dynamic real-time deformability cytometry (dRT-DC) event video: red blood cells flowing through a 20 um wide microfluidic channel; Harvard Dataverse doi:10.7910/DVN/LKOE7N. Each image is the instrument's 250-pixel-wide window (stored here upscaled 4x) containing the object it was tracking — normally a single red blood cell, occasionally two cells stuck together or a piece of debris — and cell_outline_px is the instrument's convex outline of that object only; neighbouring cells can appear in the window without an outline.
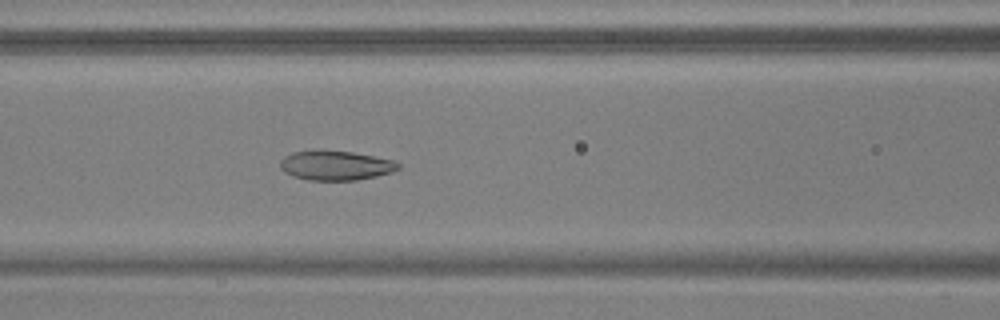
{"species": "common noctule bat (a hibernating species)", "species_latin": "Nyctalus noctula", "temperature_condition": "warm", "stored_images_in_passage": 54, "camera_frame_rate_fps": 3000, "um_per_image_px": 0.085, "animal": {"sex": "male", "body_mass_g": 17.9, "forearm_length_mm": 54.2}, "frame": {"image": 1, "passage_image": 24, "time_ms": 7.667, "image_size_px": [1000, 320], "cell_outline_px": [[400, 168], [392, 172], [376, 176], [356, 180], [308, 180], [292, 176], [284, 172], [280, 168], [280, 160], [284, 156], [292, 152], [312, 148], [316, 148], [352, 152], [392, 160], [400, 164]], "centroid_in_image_um": [28.46, 14.04], "position_along_channel_um": 138.1, "area_um2": 20.75}}
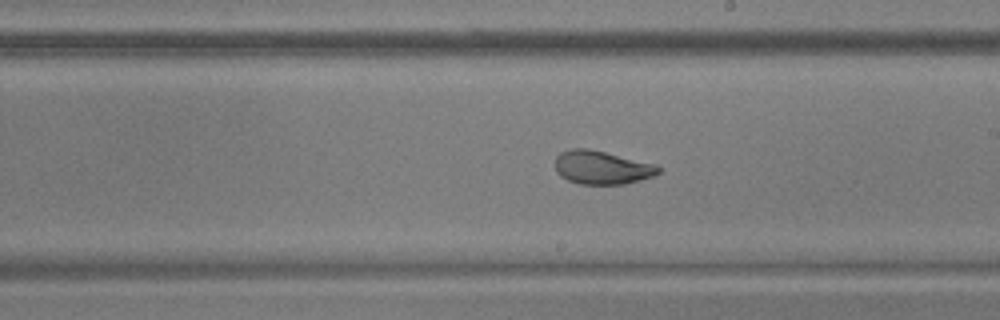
{"frame": {"image": 2, "passage_image": 32, "time_ms": 10.333, "image_size_px": [1000, 320], "cell_outline_px": [[660, 172], [652, 176], [640, 180], [624, 184], [580, 184], [568, 180], [560, 176], [556, 172], [556, 156], [560, 152], [572, 148], [588, 148], [656, 164], [660, 168]], "centroid_in_image_um": [51.14, 14.23], "position_along_channel_um": 237.9, "area_um2": 20.11}}
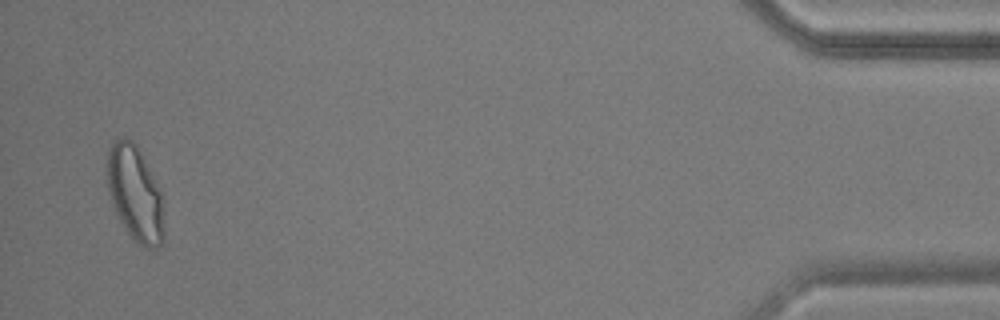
{"frame": {"image": 3, "passage_image": 53, "time_ms": 17.333, "image_size_px": [1000, 320], "cell_outline_px": [[164, 240], [156, 248], [144, 248], [136, 244], [116, 216], [112, 204], [108, 188], [104, 168], [108, 148], [116, 136], [128, 136], [136, 144], [160, 188], [164, 232]], "centroid_in_image_um": [11.43, 16.41], "position_along_channel_um": 423.8, "area_um2": 32.43}, "authors_computed_cell_mechanics": {"area_um2": 23.2067, "velocity_mm_per_s": 3.7465, "shape_relaxation_time_tau1_ms": 5.1721, "shape_relaxation_time_tau2_ms": 1.1118, "deformation_change_tau1": 0.1594, "deformation_change_tau2": 0.0531}}